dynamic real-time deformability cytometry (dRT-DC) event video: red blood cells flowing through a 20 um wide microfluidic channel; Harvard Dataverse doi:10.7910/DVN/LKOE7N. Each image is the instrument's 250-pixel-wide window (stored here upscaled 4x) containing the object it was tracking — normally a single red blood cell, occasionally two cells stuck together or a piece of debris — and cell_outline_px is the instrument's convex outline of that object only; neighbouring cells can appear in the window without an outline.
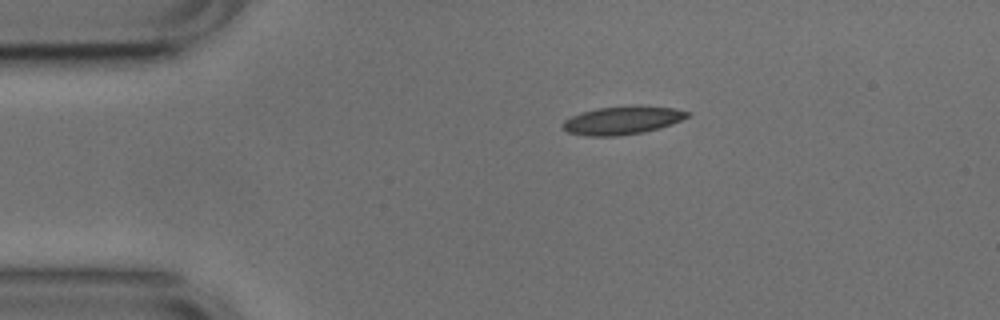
{"species": "common noctule bat (a hibernating species)", "species_latin": "Nyctalus noctula", "temperature_condition": "cold", "stored_images_in_passage": 44, "camera_frame_rate_fps": 3000, "um_per_image_px": 0.085, "animal": {"sex": "male", "body_mass_g": 17.9, "forearm_length_mm": 54.2}, "frame": {"image": 1, "passage_image": 1, "time_ms": 0.0, "image_size_px": [1000, 320], "cell_outline_px": [[688, 116], [672, 124], [660, 128], [644, 132], [616, 136], [584, 136], [568, 132], [564, 128], [564, 120], [572, 116], [596, 108], [632, 104], [672, 108], [688, 112]], "centroid_in_image_um": [52.9, 10.22], "position_along_channel_um": 32.1, "area_um2": 20.46}}
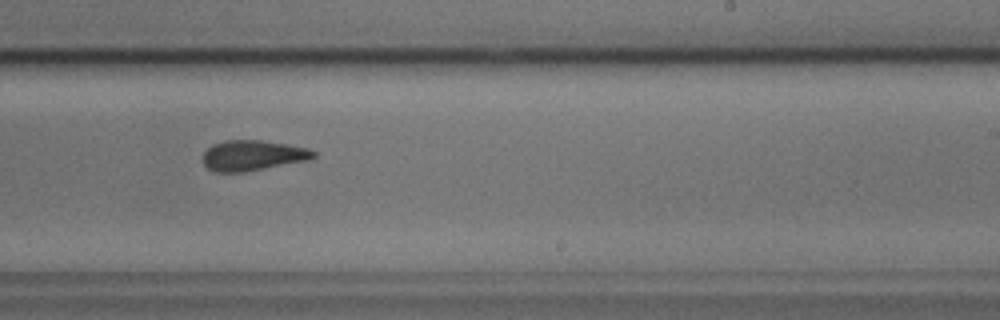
{"frame": {"image": 2, "passage_image": 23, "time_ms": 7.333, "image_size_px": [1000, 320], "cell_outline_px": [[316, 156], [308, 160], [244, 172], [212, 172], [204, 164], [204, 152], [212, 144], [224, 140], [260, 140], [308, 148], [316, 152]], "centroid_in_image_um": [21.46, 13.21], "position_along_channel_um": 267.5, "area_um2": 19.48}}
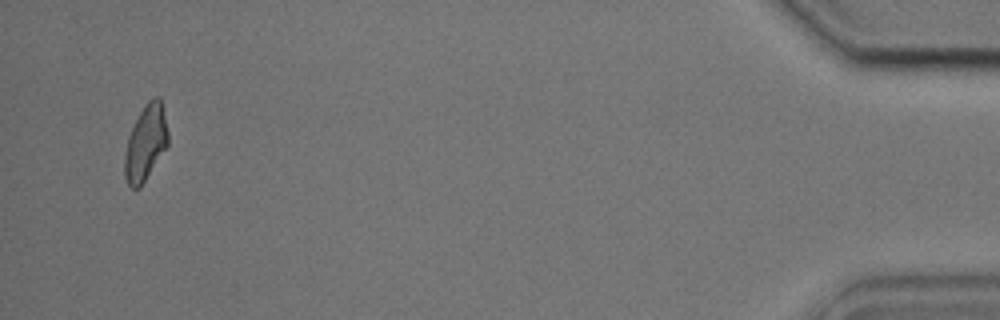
{"frame": {"image": 3, "passage_image": 42, "time_ms": 13.667, "image_size_px": [1000, 320], "cell_outline_px": [[168, 144], [140, 188], [132, 188], [128, 184], [124, 176], [124, 156], [128, 136], [144, 104], [152, 96], [160, 96], [168, 132]], "centroid_in_image_um": [12.37, 12.13], "position_along_channel_um": 422.8, "area_um2": 19.02}, "authors_computed_cell_mechanics": {"area_um2": 19.8832, "velocity_mm_per_s": 3.7648, "shape_relaxation_time_tau1_ms": 4.5654, "shape_relaxation_time_tau2_ms": 1.7676, "deformation_change_tau1": 0.1477, "deformation_change_tau2": 0.1066}}